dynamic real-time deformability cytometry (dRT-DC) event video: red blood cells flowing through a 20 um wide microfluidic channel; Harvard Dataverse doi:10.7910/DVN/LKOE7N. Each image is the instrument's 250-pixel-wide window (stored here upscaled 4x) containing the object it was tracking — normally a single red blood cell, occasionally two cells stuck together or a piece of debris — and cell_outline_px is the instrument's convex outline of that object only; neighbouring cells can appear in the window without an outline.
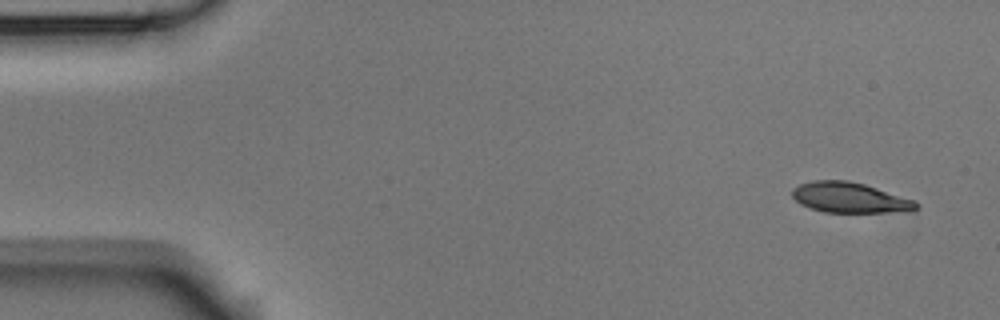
{"species": "Egyptian fruit bat (a non-hibernating species)", "species_latin": "Rousettus aegyptiacus", "temperature_condition": "room temperature", "stored_images_in_passage": 5, "camera_frame_rate_fps": 3000, "um_per_image_px": 0.085, "animal": {"sex": "male"}, "frame": {"image": 1, "passage_image": 1, "time_ms": 0.0, "image_size_px": [1000, 320], "cell_outline_px": [[920, 204], [916, 208], [884, 212], [824, 212], [800, 204], [792, 196], [792, 188], [800, 184], [812, 180], [848, 180], [864, 184], [916, 200]], "centroid_in_image_um": [72.18, 16.78], "position_along_channel_um": 12.8, "area_um2": 21.68}}
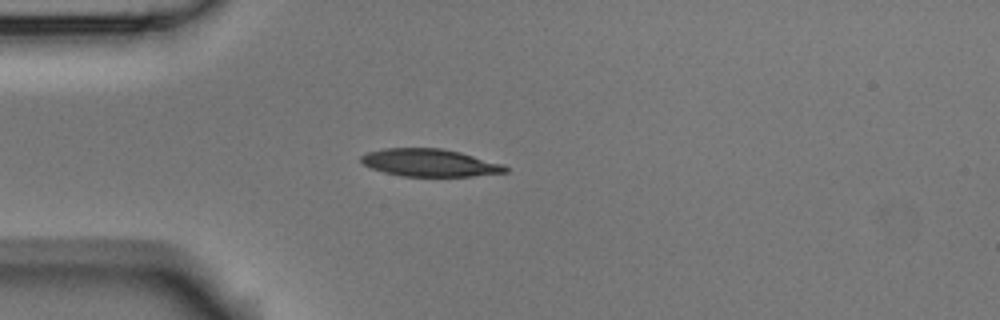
{"frame": {"image": 2, "passage_image": 4, "time_ms": 1.0, "image_size_px": [1000, 320], "cell_outline_px": [[508, 172], [472, 176], [400, 176], [384, 172], [372, 168], [364, 164], [360, 160], [360, 156], [368, 152], [384, 148], [440, 148], [460, 152], [504, 164], [508, 168]], "centroid_in_image_um": [36.54, 13.83], "position_along_channel_um": 48.5, "area_um2": 23.12}}